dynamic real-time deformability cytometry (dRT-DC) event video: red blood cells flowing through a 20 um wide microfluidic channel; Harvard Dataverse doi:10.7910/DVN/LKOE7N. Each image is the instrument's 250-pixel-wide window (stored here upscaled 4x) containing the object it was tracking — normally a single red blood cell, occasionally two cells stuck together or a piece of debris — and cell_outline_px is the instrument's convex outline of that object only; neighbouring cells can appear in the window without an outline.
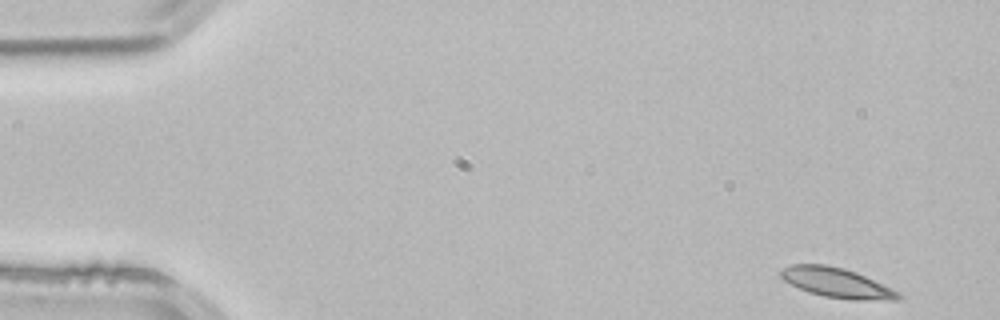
{"species": "common noctule bat (a hibernating species)", "species_latin": "Nyctalus noctula", "temperature_condition": "room temperature", "stored_images_in_passage": 3, "camera_frame_rate_fps": 3000, "um_per_image_px": 0.085, "animal": {"sex": "male", "body_mass_g": 21.5, "forearm_length_mm": 52.0}, "frame": {"image": 1, "passage_image": 1, "time_ms": 0.0, "image_size_px": [1000, 320], "cell_outline_px": [[904, 296], [900, 300], [856, 300], [824, 296], [808, 292], [784, 280], [780, 276], [780, 268], [792, 264], [824, 264], [844, 268], [856, 272], [900, 292]], "centroid_in_image_um": [71.15, 24.03], "position_along_channel_um": 13.9, "area_um2": 20.4}}